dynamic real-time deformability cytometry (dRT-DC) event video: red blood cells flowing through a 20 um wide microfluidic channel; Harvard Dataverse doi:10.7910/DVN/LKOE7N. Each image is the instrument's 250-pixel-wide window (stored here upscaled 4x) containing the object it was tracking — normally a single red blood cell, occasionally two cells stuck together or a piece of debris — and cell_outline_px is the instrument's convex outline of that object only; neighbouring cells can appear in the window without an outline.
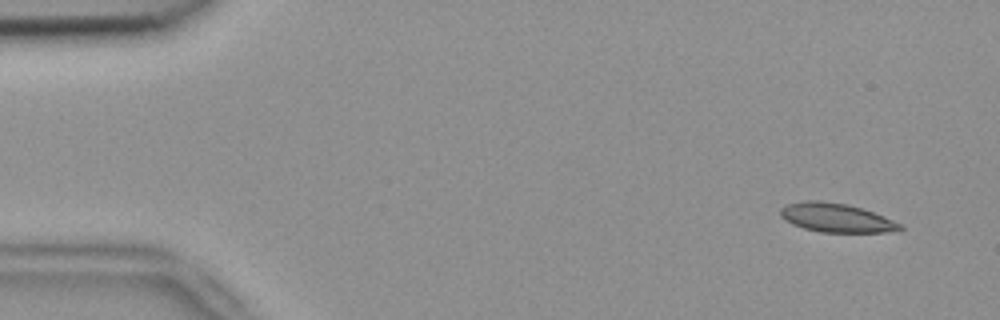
{"species": "common noctule bat (a hibernating species)", "species_latin": "Nyctalus noctula", "temperature_condition": "room temperature", "stored_images_in_passage": 53, "camera_frame_rate_fps": 3000, "um_per_image_px": 0.085, "animal": {"sex": "female", "body_mass_g": 18.4}, "frame": {"image": 1, "passage_image": 4, "time_ms": 1.0, "image_size_px": [1000, 320], "cell_outline_px": [[904, 228], [900, 232], [820, 232], [804, 228], [792, 224], [784, 220], [780, 216], [780, 208], [784, 204], [804, 200], [820, 200], [848, 204], [884, 216], [900, 224]], "centroid_in_image_um": [71.05, 18.5], "position_along_channel_um": 13.9, "area_um2": 20.35}}
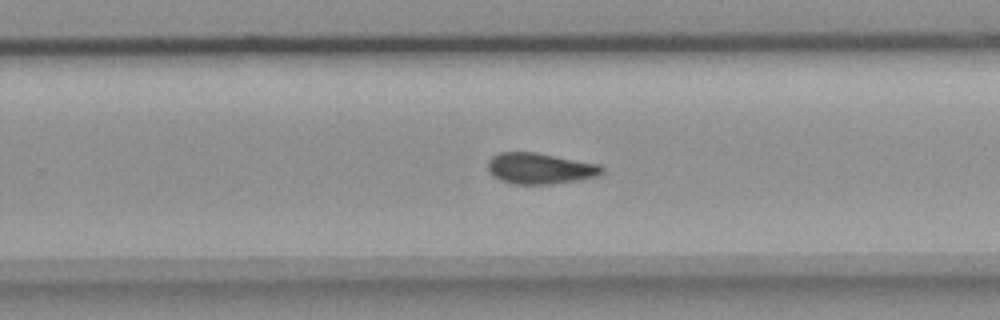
{"frame": {"image": 2, "passage_image": 34, "time_ms": 11.0, "image_size_px": [1000, 320], "cell_outline_px": [[604, 172], [600, 176], [580, 180], [552, 184], [512, 184], [500, 180], [488, 168], [488, 160], [492, 156], [500, 152], [536, 152], [600, 164], [604, 168]], "centroid_in_image_um": [45.96, 14.32], "position_along_channel_um": 283.8, "area_um2": 20.75}}
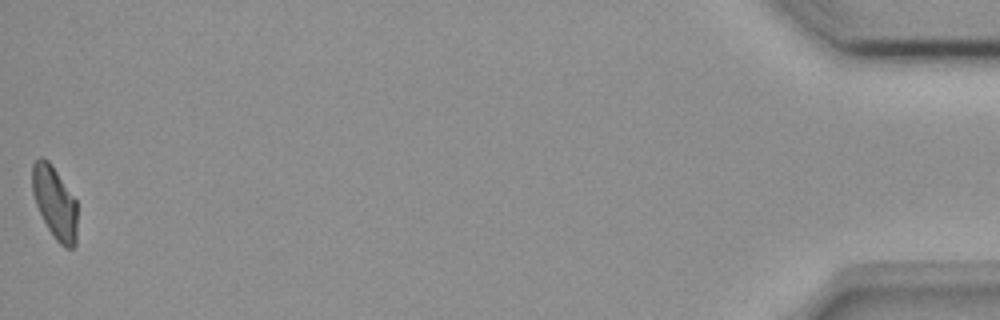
{"frame": {"image": 3, "passage_image": 53, "time_ms": 17.333, "image_size_px": [1000, 320], "cell_outline_px": [[76, 244], [72, 248], [64, 248], [56, 240], [48, 228], [36, 204], [32, 192], [32, 164], [40, 156], [48, 160], [52, 164], [76, 200]], "centroid_in_image_um": [4.65, 17.2], "position_along_channel_um": 430.6, "area_um2": 18.9}, "authors_computed_cell_mechanics": {"area_um2": 20.3456, "velocity_mm_per_s": 3.8427, "shape_relaxation_time_tau1_ms": null, "shape_relaxation_time_tau2_ms": 6.2858, "deformation_change_tau1": null, "deformation_change_tau2": 0.1301}}